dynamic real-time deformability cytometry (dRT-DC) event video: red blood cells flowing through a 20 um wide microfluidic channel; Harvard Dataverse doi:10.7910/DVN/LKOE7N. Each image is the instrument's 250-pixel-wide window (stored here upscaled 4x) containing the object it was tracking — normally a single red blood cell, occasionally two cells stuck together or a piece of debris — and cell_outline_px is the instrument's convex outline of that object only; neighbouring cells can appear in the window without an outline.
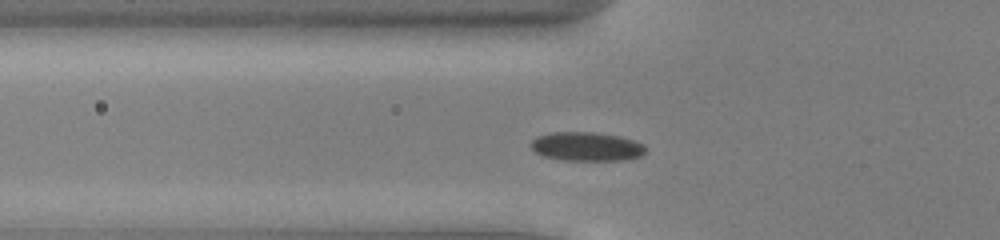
{"species": "common noctule bat (a hibernating species)", "species_latin": "Nyctalus noctula", "temperature_condition": "cold", "stored_images_in_passage": 45, "camera_frame_rate_fps": 3000, "um_per_image_px": 0.085, "animal": {"sex": "male", "body_mass_g": 13.0, "forearm_length_mm": 53.1}, "frame": {"image": 1, "passage_image": 11, "time_ms": 3.333, "image_size_px": [1000, 240], "cell_outline_px": [[648, 148], [640, 156], [624, 160], [564, 160], [544, 156], [536, 152], [528, 144], [536, 136], [548, 132], [596, 132], [620, 136], [644, 144]], "centroid_in_image_um": [49.84, 12.44], "position_along_channel_um": 76.0, "area_um2": 19.48}}
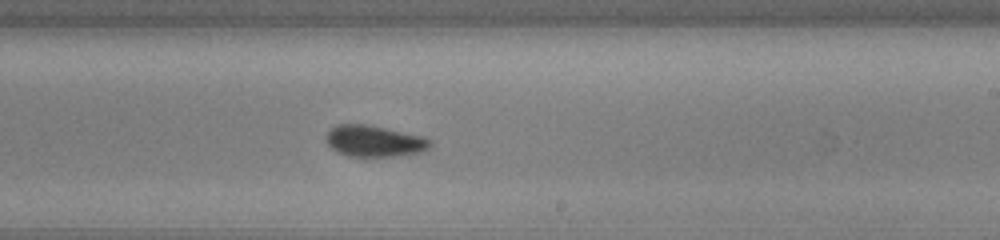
{"frame": {"image": 2, "passage_image": 25, "time_ms": 8.0, "image_size_px": [1000, 240], "cell_outline_px": [[432, 144], [428, 148], [420, 152], [392, 156], [348, 156], [336, 152], [328, 144], [328, 132], [336, 124], [368, 124], [424, 136], [432, 140]], "centroid_in_image_um": [31.84, 11.98], "position_along_channel_um": 257.2, "area_um2": 18.9}}
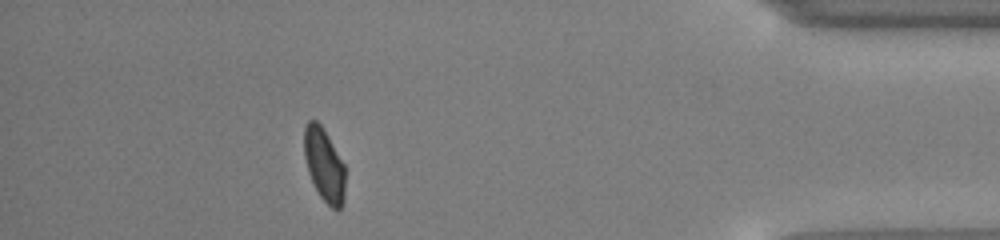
{"frame": {"image": 3, "passage_image": 40, "time_ms": 13.0, "image_size_px": [1000, 240], "cell_outline_px": [[344, 200], [340, 208], [336, 212], [320, 196], [308, 172], [304, 156], [304, 124], [308, 120], [316, 120], [320, 124], [328, 136], [344, 164]], "centroid_in_image_um": [27.54, 14.0], "position_along_channel_um": 407.7, "area_um2": 17.4}, "authors_computed_cell_mechanics": {"area_um2": 18.6116, "velocity_mm_per_s": 3.8941, "shape_relaxation_time_tau1_ms": 3.1631, "shape_relaxation_time_tau2_ms": 1.2616, "deformation_change_tau1": 0.069, "deformation_change_tau2": 0.0339}}